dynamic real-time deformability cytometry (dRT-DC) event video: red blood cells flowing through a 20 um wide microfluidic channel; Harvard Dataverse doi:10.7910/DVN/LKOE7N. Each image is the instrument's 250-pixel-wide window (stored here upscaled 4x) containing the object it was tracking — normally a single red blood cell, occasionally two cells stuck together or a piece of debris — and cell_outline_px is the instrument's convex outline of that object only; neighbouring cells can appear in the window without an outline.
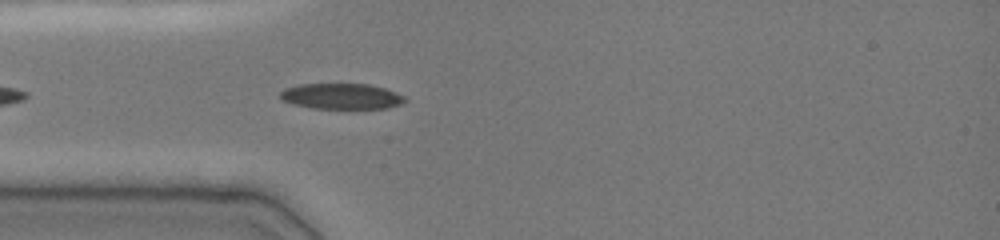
{"species": "common noctule bat (a hibernating species)", "species_latin": "Nyctalus noctula", "temperature_condition": "cold", "stored_images_in_passage": 35, "camera_frame_rate_fps": 3000, "um_per_image_px": 0.085, "animal": {"sex": "female", "body_mass_g": 19.0, "forearm_length_mm": 51.5}, "frame": {"image": 1, "passage_image": 11, "time_ms": 1.333, "image_size_px": [1000, 240], "cell_outline_px": [[408, 100], [400, 104], [388, 108], [312, 108], [292, 104], [280, 100], [280, 92], [284, 88], [300, 84], [368, 84], [384, 88], [396, 92], [404, 96]], "centroid_in_image_um": [29.0, 8.18], "position_along_channel_um": 56.0, "area_um2": 18.73}}
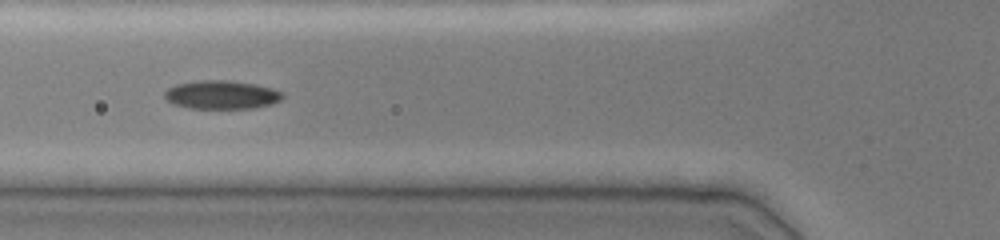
{"frame": {"image": 2, "passage_image": 19, "time_ms": 2.667, "image_size_px": [1000, 240], "cell_outline_px": [[284, 96], [280, 100], [272, 104], [256, 108], [188, 108], [172, 104], [164, 96], [164, 92], [168, 88], [176, 84], [196, 80], [232, 80], [256, 84], [272, 88], [284, 92]], "centroid_in_image_um": [18.85, 8.05], "position_along_channel_um": 107.0, "area_um2": 19.88}}